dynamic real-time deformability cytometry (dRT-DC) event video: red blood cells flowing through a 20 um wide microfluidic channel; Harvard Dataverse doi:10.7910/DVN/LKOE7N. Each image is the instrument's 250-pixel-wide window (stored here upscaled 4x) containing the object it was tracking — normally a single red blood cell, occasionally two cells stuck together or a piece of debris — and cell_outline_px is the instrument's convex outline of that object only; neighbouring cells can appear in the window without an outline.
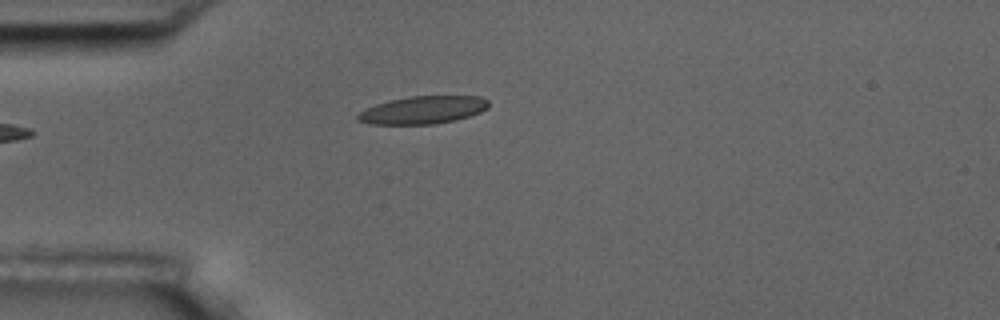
{"species": "common noctule bat (a hibernating species)", "species_latin": "Nyctalus noctula", "temperature_condition": "room temperature", "stored_images_in_passage": 36, "camera_frame_rate_fps": 3000, "um_per_image_px": 0.085, "animal": {"sex": "male", "body_mass_g": 17.5, "forearm_length_mm": 52.3}, "frame": {"image": 1, "passage_image": 1, "time_ms": 0.0, "image_size_px": [1000, 320], "cell_outline_px": [[488, 108], [480, 112], [456, 120], [436, 124], [368, 124], [356, 120], [356, 116], [360, 112], [376, 104], [388, 100], [408, 96], [480, 96], [488, 100]], "centroid_in_image_um": [35.94, 9.35], "position_along_channel_um": 49.1, "area_um2": 21.21}}
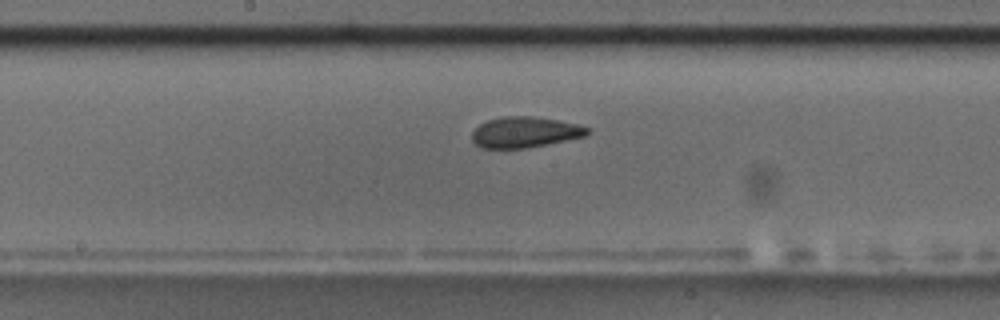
{"frame": {"image": 2, "passage_image": 15, "time_ms": 4.667, "image_size_px": [1000, 320], "cell_outline_px": [[588, 132], [584, 136], [528, 148], [480, 148], [472, 140], [472, 132], [480, 124], [488, 120], [504, 116], [532, 116], [556, 120], [576, 124], [588, 128]], "centroid_in_image_um": [44.56, 11.24], "position_along_channel_um": 203.6, "area_um2": 20.4}}
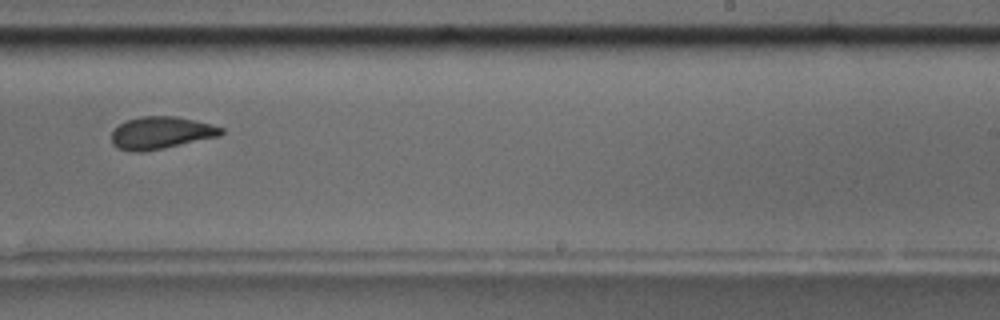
{"frame": {"image": 3, "passage_image": 21, "time_ms": 6.667, "image_size_px": [1000, 320], "cell_outline_px": [[224, 132], [220, 136], [140, 152], [136, 152], [116, 148], [112, 144], [112, 132], [124, 120], [140, 116], [176, 116], [212, 124], [224, 128]], "centroid_in_image_um": [13.67, 11.27], "position_along_channel_um": 275.3, "area_um2": 20.52}, "authors_computed_cell_mechanics": {"area_um2": 20.9525, "velocity_mm_per_s": 3.5875, "shape_relaxation_time_tau1_ms": 7.4467, "shape_relaxation_time_tau2_ms": 2.458, "deformation_change_tau1": 0.1677, "deformation_change_tau2": 0.0998}}